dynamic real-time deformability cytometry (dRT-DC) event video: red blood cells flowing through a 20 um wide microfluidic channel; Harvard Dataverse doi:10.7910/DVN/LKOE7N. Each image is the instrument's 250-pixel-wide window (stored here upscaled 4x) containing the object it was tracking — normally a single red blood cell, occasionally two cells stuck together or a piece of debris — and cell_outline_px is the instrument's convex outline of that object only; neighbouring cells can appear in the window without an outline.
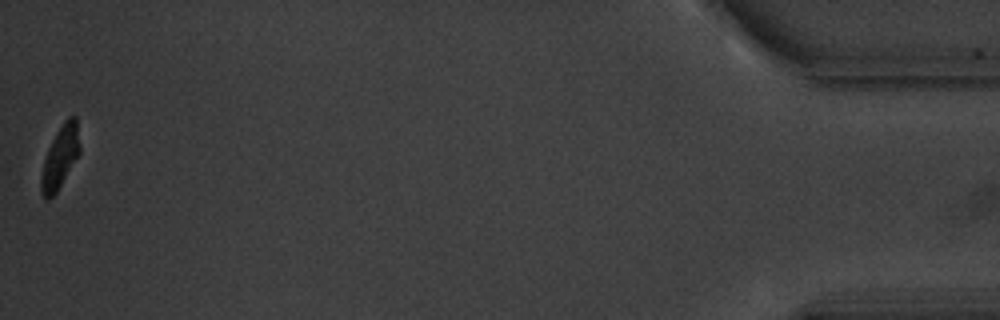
{"species": "common noctule bat (a hibernating species)", "species_latin": "Nyctalus noctula", "temperature_condition": "warm", "stored_images_in_passage": 16, "camera_frame_rate_fps": 3000, "um_per_image_px": 0.085, "animal": {"sex": "male", "body_mass_g": 20.1, "forearm_length_mm": 53.5}, "frame": {"image": 1, "passage_image": 16, "time_ms": 19.667, "image_size_px": [1000, 320], "cell_outline_px": [[80, 152], [56, 192], [48, 200], [40, 192], [40, 180], [44, 160], [48, 148], [56, 132], [64, 120], [68, 116], [76, 116], [80, 144]], "centroid_in_image_um": [5.11, 13.33], "position_along_channel_um": 430.1, "area_um2": 13.87}, "authors_computed_cell_mechanics": {"area_um2": 17.918, "velocity_mm_per_s": 3.4671, "shape_relaxation_time_tau1_ms": 1.1146, "shape_relaxation_time_tau2_ms": null, "deformation_change_tau1": 0.0934, "deformation_change_tau2": null}}